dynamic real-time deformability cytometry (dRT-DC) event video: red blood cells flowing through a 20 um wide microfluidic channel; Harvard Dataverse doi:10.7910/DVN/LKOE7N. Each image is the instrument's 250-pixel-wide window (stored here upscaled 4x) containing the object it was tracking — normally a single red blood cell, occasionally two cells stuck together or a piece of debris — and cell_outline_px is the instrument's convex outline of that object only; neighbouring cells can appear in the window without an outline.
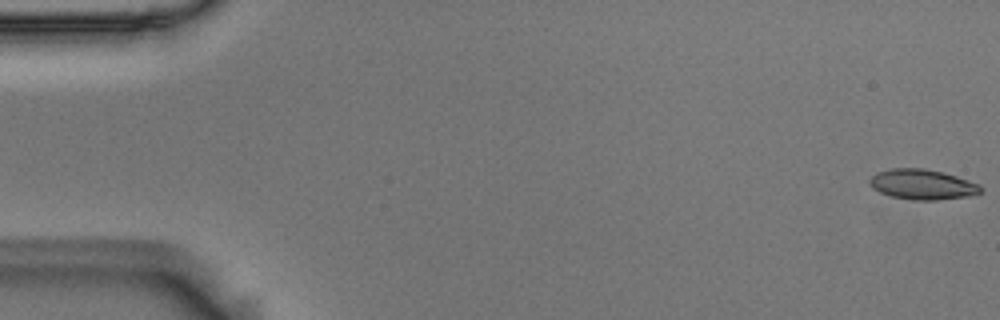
{"species": "Egyptian fruit bat (a non-hibernating species)", "species_latin": "Rousettus aegyptiacus", "temperature_condition": "room temperature", "stored_images_in_passage": 55, "camera_frame_rate_fps": 3000, "um_per_image_px": 0.085, "animal": {"sex": "male"}, "frame": {"image": 1, "passage_image": 1, "time_ms": 0.0, "image_size_px": [1000, 320], "cell_outline_px": [[984, 188], [980, 192], [968, 196], [936, 200], [912, 200], [892, 196], [880, 192], [872, 188], [868, 180], [876, 172], [892, 168], [924, 168], [944, 172], [980, 184]], "centroid_in_image_um": [78.4, 15.67], "position_along_channel_um": 6.6, "area_um2": 19.59}}
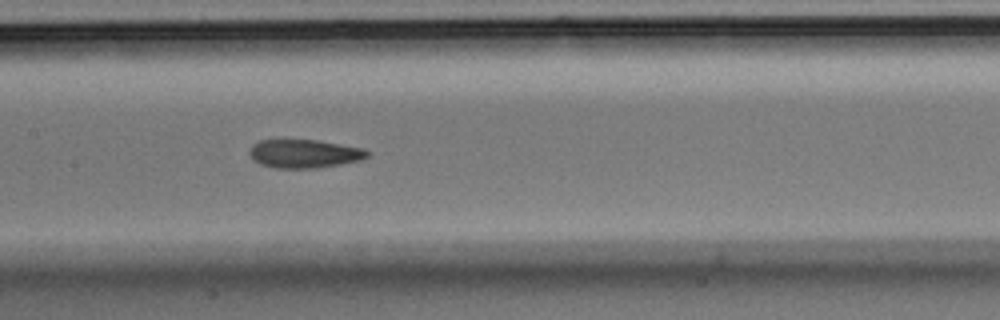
{"frame": {"image": 2, "passage_image": 27, "time_ms": 8.667, "image_size_px": [1000, 320], "cell_outline_px": [[368, 156], [360, 160], [340, 164], [316, 168], [276, 168], [260, 164], [248, 152], [252, 144], [260, 140], [284, 136], [316, 140], [364, 148], [368, 152]], "centroid_in_image_um": [25.8, 13.01], "position_along_channel_um": 181.6, "area_um2": 20.17}}
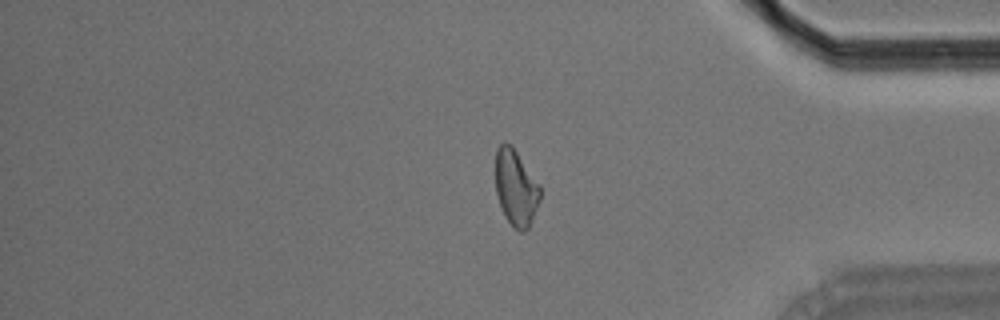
{"frame": {"image": 3, "passage_image": 46, "time_ms": 15.0, "image_size_px": [1000, 320], "cell_outline_px": [[540, 200], [528, 228], [524, 232], [520, 232], [508, 220], [500, 204], [496, 192], [496, 148], [504, 140], [512, 144], [540, 184]], "centroid_in_image_um": [43.86, 15.89], "position_along_channel_um": 391.3, "area_um2": 19.77}, "authors_computed_cell_mechanics": {"area_um2": 19.9988, "velocity_mm_per_s": 3.6655, "shape_relaxation_time_tau1_ms": 7.9914, "shape_relaxation_time_tau2_ms": 2.373, "deformation_change_tau1": 0.1846, "deformation_change_tau2": 0.084}}